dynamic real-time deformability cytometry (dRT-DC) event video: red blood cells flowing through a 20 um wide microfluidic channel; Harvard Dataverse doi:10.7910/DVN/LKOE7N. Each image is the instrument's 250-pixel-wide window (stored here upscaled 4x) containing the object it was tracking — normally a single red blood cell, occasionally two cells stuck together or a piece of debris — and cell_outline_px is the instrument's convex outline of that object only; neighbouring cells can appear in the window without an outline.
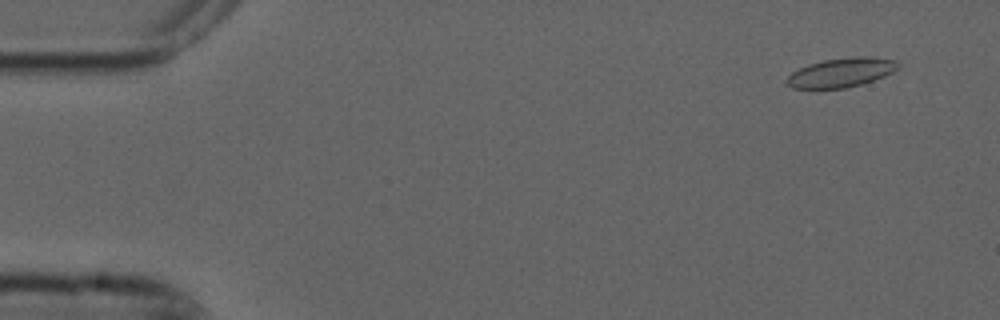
{"species": "common noctule bat (a hibernating species)", "species_latin": "Nyctalus noctula", "temperature_condition": "cold", "stored_images_in_passage": 9, "camera_frame_rate_fps": 3000, "um_per_image_px": 0.085, "animal": {"sex": "male", "forearm_length_mm": 52.5}, "frame": {"image": 1, "passage_image": 2, "time_ms": 0.333, "image_size_px": [1000, 320], "cell_outline_px": [[900, 64], [892, 72], [884, 76], [860, 84], [844, 88], [792, 88], [784, 84], [784, 80], [792, 72], [808, 64], [824, 60], [856, 56], [864, 56], [896, 60]], "centroid_in_image_um": [71.45, 6.16], "position_along_channel_um": 13.6, "area_um2": 18.79}}
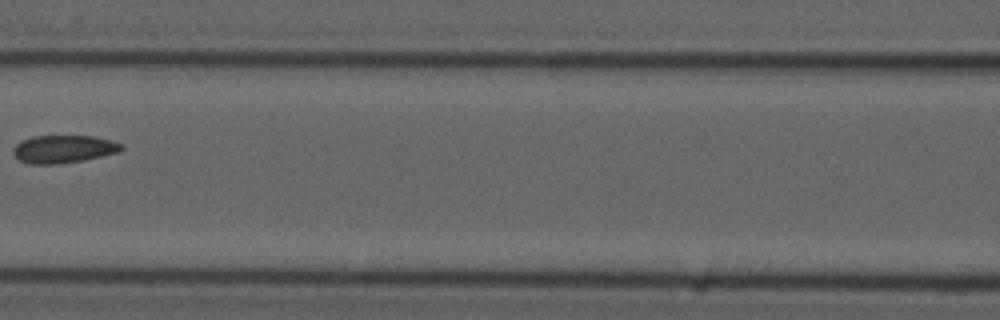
{"frame": {"image": 2, "passage_image": 7, "time_ms": 2.0, "image_size_px": [1000, 320], "cell_outline_px": [[124, 148], [120, 152], [84, 160], [60, 164], [28, 164], [20, 160], [12, 152], [12, 148], [16, 144], [32, 136], [92, 136], [112, 140], [124, 144]], "centroid_in_image_um": [5.43, 12.67], "position_along_channel_um": 161.2, "area_um2": 17.69}}
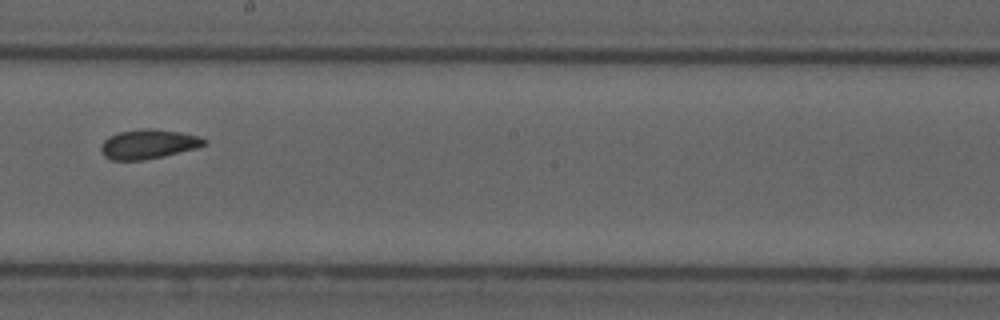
{"frame": {"image": 3, "passage_image": 9, "time_ms": 2.667, "image_size_px": [1000, 320], "cell_outline_px": [[208, 144], [196, 148], [164, 156], [144, 160], [108, 160], [100, 152], [100, 144], [108, 136], [120, 132], [140, 128], [156, 128], [180, 132], [196, 136], [208, 140]], "centroid_in_image_um": [12.57, 12.25], "position_along_channel_um": 235.6, "area_um2": 17.98}}